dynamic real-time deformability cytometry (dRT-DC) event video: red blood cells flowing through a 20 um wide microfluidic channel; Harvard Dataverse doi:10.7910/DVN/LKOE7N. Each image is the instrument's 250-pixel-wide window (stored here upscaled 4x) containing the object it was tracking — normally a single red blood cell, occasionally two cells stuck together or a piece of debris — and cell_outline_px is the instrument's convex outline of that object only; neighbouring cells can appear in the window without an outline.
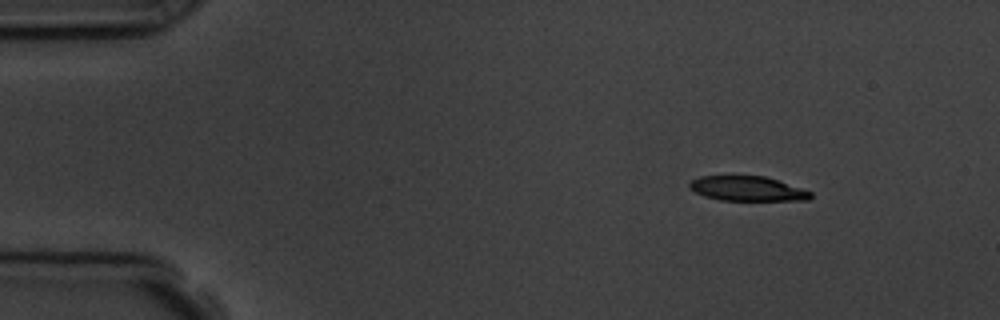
{"species": "common noctule bat (a hibernating species)", "species_latin": "Nyctalus noctula", "temperature_condition": "room temperature", "stored_images_in_passage": 14, "camera_frame_rate_fps": 3000, "um_per_image_px": 0.085, "animal": {"sex": "male", "body_mass_g": 19.5, "forearm_length_mm": 54.6}, "frame": {"image": 1, "passage_image": 1, "time_ms": 0.0, "image_size_px": [1000, 320], "cell_outline_px": [[812, 196], [808, 200], [720, 200], [704, 196], [696, 192], [688, 184], [692, 180], [700, 176], [732, 172], [764, 176], [812, 192]], "centroid_in_image_um": [63.45, 15.97], "position_along_channel_um": 21.5, "area_um2": 18.03}, "authors_computed_cell_mechanics": {"area_um2": 19.8832, "velocity_mm_per_s": 3.7592, "shape_relaxation_time_tau1_ms": 4.0435, "shape_relaxation_time_tau2_ms": null, "deformation_change_tau1": 0.1808, "deformation_change_tau2": null}}